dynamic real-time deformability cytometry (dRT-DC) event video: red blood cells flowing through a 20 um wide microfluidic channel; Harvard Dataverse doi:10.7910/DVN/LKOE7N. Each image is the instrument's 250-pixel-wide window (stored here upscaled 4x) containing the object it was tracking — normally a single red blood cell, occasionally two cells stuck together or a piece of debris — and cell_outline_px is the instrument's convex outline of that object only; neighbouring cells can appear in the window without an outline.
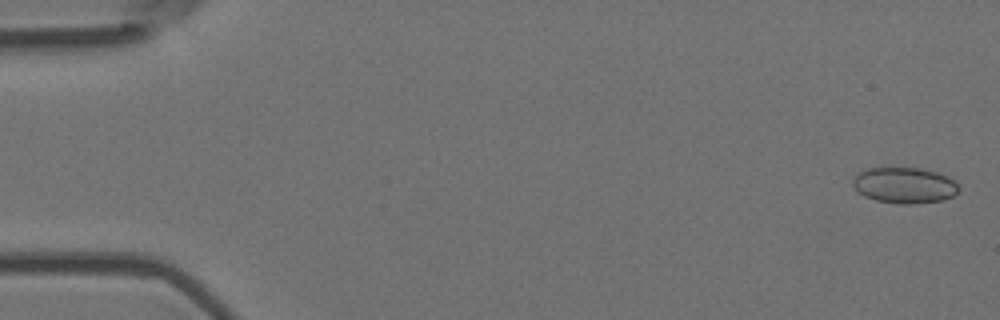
{"species": "Egyptian fruit bat (a non-hibernating species)", "species_latin": "Rousettus aegyptiacus", "temperature_condition": "room temperature", "stored_images_in_passage": 10, "camera_frame_rate_fps": 3000, "um_per_image_px": 0.085, "animal": {"sex": "female"}, "frame": {"image": 1, "passage_image": 1, "time_ms": 0.0, "image_size_px": [1000, 320], "cell_outline_px": [[960, 188], [952, 196], [944, 200], [912, 204], [900, 204], [876, 200], [864, 196], [852, 184], [852, 180], [860, 172], [868, 168], [920, 168], [936, 172], [952, 180]], "centroid_in_image_um": [76.87, 15.76], "position_along_channel_um": 8.1, "area_um2": 21.85}}
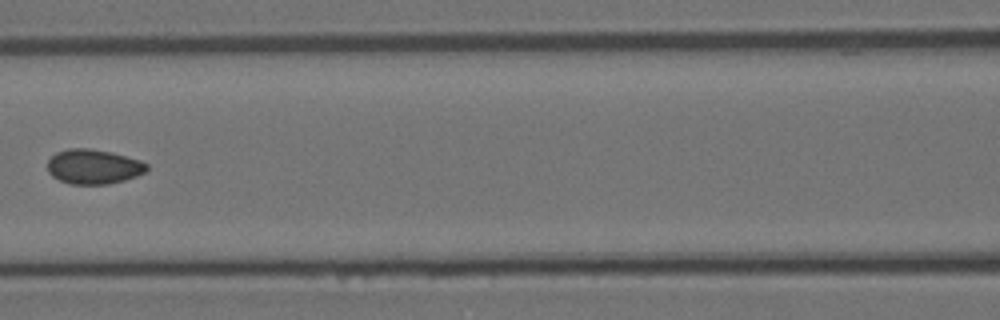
{"frame": {"image": 2, "passage_image": 7, "time_ms": 2.0, "image_size_px": [1000, 320], "cell_outline_px": [[148, 168], [144, 172], [136, 176], [124, 180], [108, 184], [72, 184], [60, 180], [52, 176], [48, 172], [48, 160], [56, 152], [68, 148], [88, 148], [112, 152], [140, 160], [148, 164]], "centroid_in_image_um": [7.94, 14.16], "position_along_channel_um": 158.7, "area_um2": 20.06}}
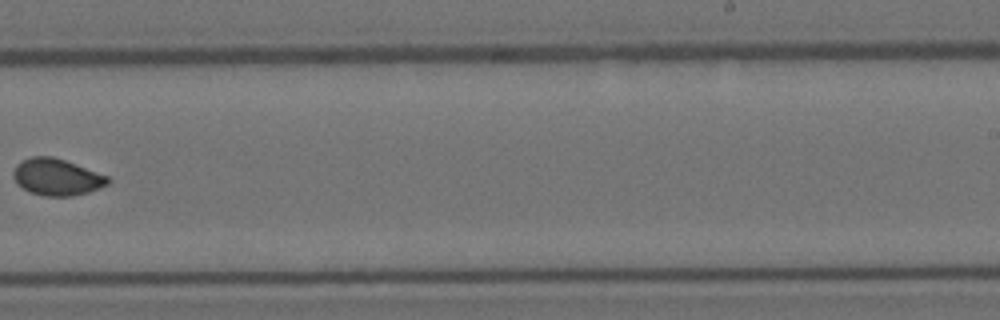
{"frame": {"image": 3, "passage_image": 10, "time_ms": 3.0, "image_size_px": [1000, 320], "cell_outline_px": [[112, 180], [108, 184], [100, 188], [88, 192], [72, 196], [44, 196], [32, 192], [24, 188], [16, 180], [12, 172], [16, 164], [32, 156], [52, 156], [64, 160], [108, 176]], "centroid_in_image_um": [4.86, 15.05], "position_along_channel_um": 284.1, "area_um2": 19.94}}